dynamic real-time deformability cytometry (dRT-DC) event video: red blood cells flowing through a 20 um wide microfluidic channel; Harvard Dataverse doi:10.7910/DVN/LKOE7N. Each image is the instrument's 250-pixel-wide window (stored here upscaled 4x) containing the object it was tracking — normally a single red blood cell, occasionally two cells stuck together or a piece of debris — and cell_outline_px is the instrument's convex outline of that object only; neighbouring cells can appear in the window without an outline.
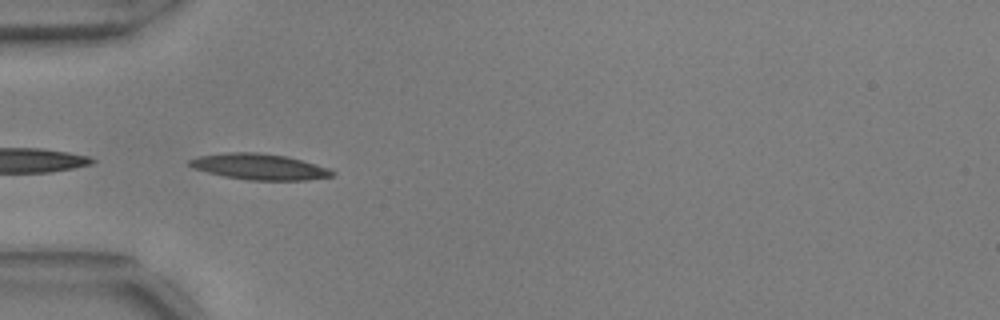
{"species": "common noctule bat (a hibernating species)", "species_latin": "Nyctalus noctula", "temperature_condition": "warm", "stored_images_in_passage": 26, "camera_frame_rate_fps": 3000, "um_per_image_px": 0.085, "animal": {"sex": "male", "body_mass_g": 17.9, "forearm_length_mm": 54.2}, "frame": {"image": 1, "passage_image": 1, "time_ms": 0.0, "image_size_px": [1000, 320], "cell_outline_px": [[336, 172], [332, 176], [308, 180], [248, 180], [224, 176], [192, 168], [188, 164], [188, 160], [200, 156], [228, 152], [256, 152], [284, 156], [332, 168]], "centroid_in_image_um": [22.07, 14.17], "position_along_channel_um": 62.9, "area_um2": 21.5}}
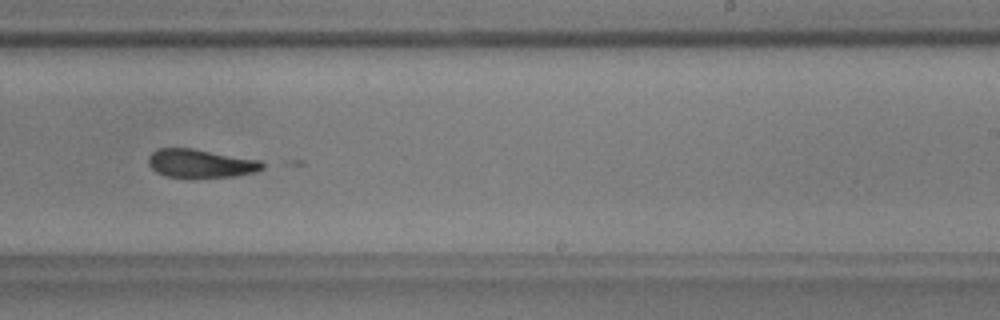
{"frame": {"image": 2, "passage_image": 18, "time_ms": 5.667, "image_size_px": [1000, 320], "cell_outline_px": [[264, 168], [256, 172], [232, 176], [164, 176], [156, 172], [148, 164], [148, 156], [156, 148], [192, 148], [260, 160], [264, 164]], "centroid_in_image_um": [17.03, 13.87], "position_along_channel_um": 272.0, "area_um2": 18.61}}